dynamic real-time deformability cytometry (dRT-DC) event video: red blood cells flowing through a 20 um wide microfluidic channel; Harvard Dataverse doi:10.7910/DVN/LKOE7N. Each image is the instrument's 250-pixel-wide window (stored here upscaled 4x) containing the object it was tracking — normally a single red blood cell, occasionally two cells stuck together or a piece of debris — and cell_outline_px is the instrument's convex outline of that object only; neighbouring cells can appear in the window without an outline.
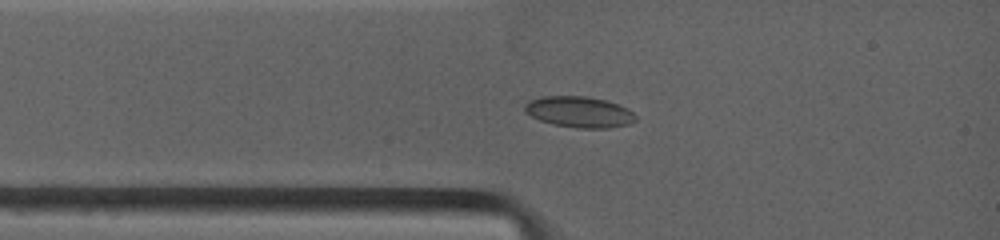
{"species": "common noctule bat (a hibernating species)", "species_latin": "Nyctalus noctula", "temperature_condition": "warm", "stored_images_in_passage": 9, "camera_frame_rate_fps": 4500, "um_per_image_px": 0.085, "animal": {"sex": "female", "body_mass_g": 19.0, "forearm_length_mm": 53.3}, "frame": {"image": 1, "passage_image": 3, "time_ms": 1.556, "image_size_px": [1000, 240], "cell_outline_px": [[636, 120], [632, 124], [608, 128], [580, 128], [552, 124], [540, 120], [524, 112], [524, 104], [528, 100], [544, 96], [584, 96], [604, 100], [616, 104], [632, 112], [636, 116]], "centroid_in_image_um": [49.2, 9.52], "position_along_channel_um": 35.8, "area_um2": 19.94}}
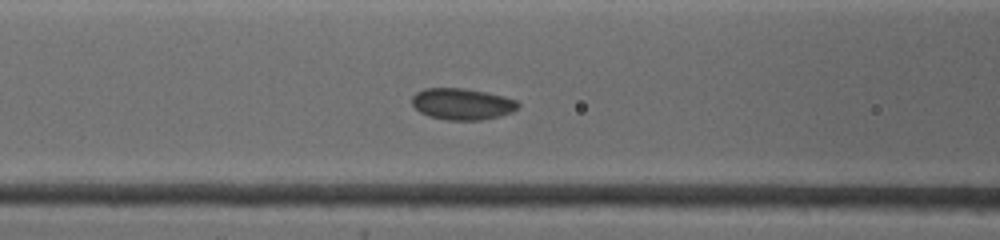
{"frame": {"image": 2, "passage_image": 6, "time_ms": 4.0, "image_size_px": [1000, 240], "cell_outline_px": [[520, 104], [512, 112], [500, 116], [480, 120], [448, 120], [428, 116], [420, 112], [412, 104], [412, 96], [416, 92], [428, 88], [464, 88], [484, 92], [516, 100]], "centroid_in_image_um": [39.25, 8.84], "position_along_channel_um": 127.3, "area_um2": 19.25}}
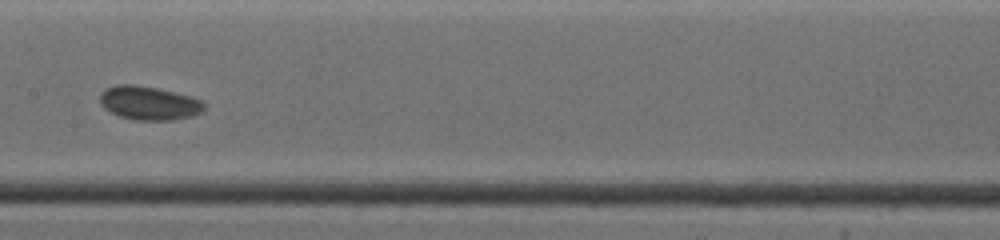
{"frame": {"image": 3, "passage_image": 8, "time_ms": 5.778, "image_size_px": [1000, 240], "cell_outline_px": [[204, 108], [200, 112], [192, 116], [172, 120], [132, 120], [120, 116], [104, 108], [100, 100], [100, 96], [108, 88], [120, 84], [132, 84], [156, 88], [188, 96], [200, 100], [204, 104]], "centroid_in_image_um": [12.66, 8.77], "position_along_channel_um": 194.7, "area_um2": 20.0}}